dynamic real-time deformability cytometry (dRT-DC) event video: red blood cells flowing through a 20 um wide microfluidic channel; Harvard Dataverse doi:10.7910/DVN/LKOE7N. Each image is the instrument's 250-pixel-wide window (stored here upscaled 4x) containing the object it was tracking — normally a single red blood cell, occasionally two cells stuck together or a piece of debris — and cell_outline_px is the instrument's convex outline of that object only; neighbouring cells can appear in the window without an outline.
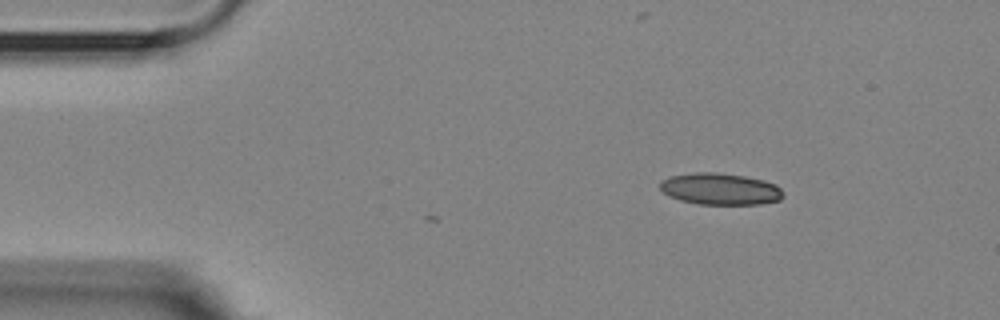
{"species": "Egyptian fruit bat (a non-hibernating species)", "species_latin": "Rousettus aegyptiacus", "temperature_condition": "room temperature", "stored_images_in_passage": 3, "camera_frame_rate_fps": 3000, "um_per_image_px": 0.085, "animal": {"sex": "female"}, "frame": {"image": 1, "passage_image": 3, "time_ms": 3.333, "image_size_px": [1000, 320], "cell_outline_px": [[784, 196], [780, 200], [760, 204], [700, 204], [680, 200], [668, 196], [660, 188], [660, 180], [668, 176], [696, 172], [716, 172], [744, 176], [764, 180], [776, 184], [784, 192]], "centroid_in_image_um": [61.22, 16.05], "position_along_channel_um": 23.8, "area_um2": 22.89}}